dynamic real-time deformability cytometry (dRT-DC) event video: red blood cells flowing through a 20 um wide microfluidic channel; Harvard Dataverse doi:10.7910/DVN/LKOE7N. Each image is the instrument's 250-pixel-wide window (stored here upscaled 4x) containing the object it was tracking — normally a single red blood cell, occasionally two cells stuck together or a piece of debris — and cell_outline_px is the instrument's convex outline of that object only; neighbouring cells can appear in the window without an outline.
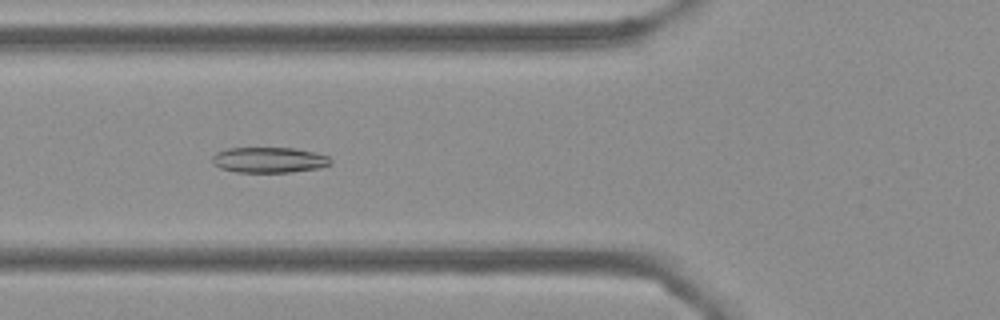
{"species": "Egyptian fruit bat (a non-hibernating species)", "species_latin": "Rousettus aegyptiacus", "temperature_condition": "cold", "stored_images_in_passage": 56, "camera_frame_rate_fps": 3000, "um_per_image_px": 0.085, "frame": {"image": 1, "passage_image": 21, "time_ms": 6.667, "image_size_px": [1000, 320], "cell_outline_px": [[332, 164], [320, 168], [292, 172], [236, 172], [220, 168], [212, 164], [212, 156], [216, 152], [228, 148], [296, 148], [328, 156], [332, 160]], "centroid_in_image_um": [22.86, 13.6], "position_along_channel_um": 102.9, "area_um2": 17.74}}
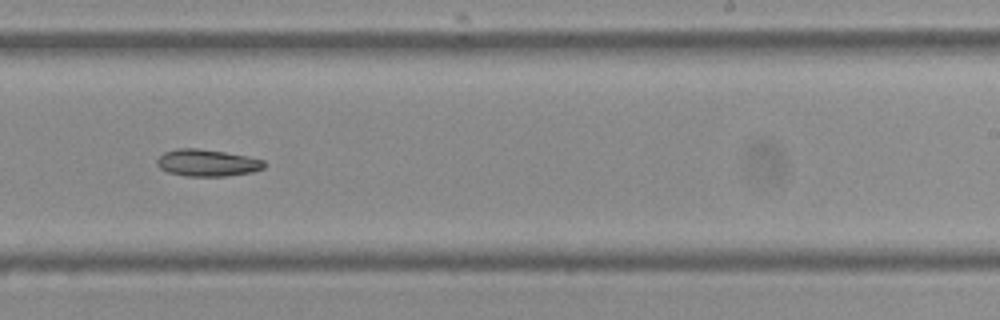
{"frame": {"image": 2, "passage_image": 35, "time_ms": 11.333, "image_size_px": [1000, 320], "cell_outline_px": [[264, 168], [252, 172], [224, 176], [188, 176], [168, 172], [160, 168], [156, 164], [156, 160], [164, 152], [176, 148], [196, 148], [224, 152], [248, 156], [264, 160]], "centroid_in_image_um": [17.59, 13.83], "position_along_channel_um": 271.4, "area_um2": 16.76}}
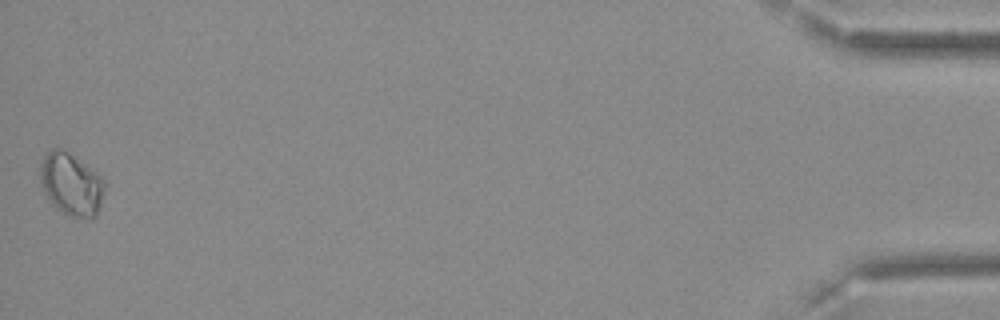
{"frame": {"image": 3, "passage_image": 56, "time_ms": 18.333, "image_size_px": [1000, 320], "cell_outline_px": [[104, 192], [96, 216], [68, 216], [56, 208], [52, 204], [44, 192], [40, 180], [40, 164], [44, 156], [52, 148], [60, 148], [68, 152], [104, 176]], "centroid_in_image_um": [6.05, 15.63], "position_along_channel_um": 429.2, "area_um2": 23.35}}